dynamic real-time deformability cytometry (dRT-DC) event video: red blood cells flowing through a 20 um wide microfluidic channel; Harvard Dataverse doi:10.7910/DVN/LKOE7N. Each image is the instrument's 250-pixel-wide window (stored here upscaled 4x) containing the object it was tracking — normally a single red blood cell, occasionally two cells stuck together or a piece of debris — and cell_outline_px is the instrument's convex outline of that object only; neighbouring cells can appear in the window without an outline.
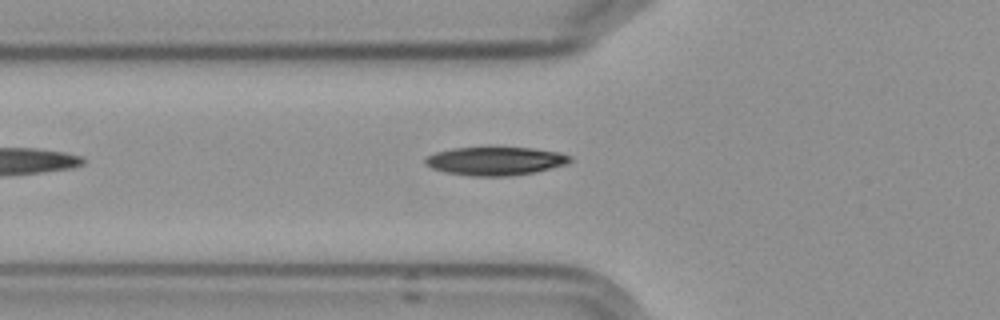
{"species": "Egyptian fruit bat (a non-hibernating species)", "species_latin": "Rousettus aegyptiacus", "temperature_condition": "cold", "stored_images_in_passage": 6, "camera_frame_rate_fps": 3000, "um_per_image_px": 0.085, "frame": {"image": 1, "passage_image": 6, "time_ms": 6.0, "image_size_px": [1000, 320], "cell_outline_px": [[572, 160], [568, 164], [536, 172], [508, 176], [476, 176], [444, 172], [432, 168], [424, 164], [424, 160], [428, 156], [436, 152], [452, 148], [488, 144], [496, 144], [532, 148], [560, 152], [572, 156]], "centroid_in_image_um": [42.12, 13.63], "position_along_channel_um": 83.7, "area_um2": 25.2}}